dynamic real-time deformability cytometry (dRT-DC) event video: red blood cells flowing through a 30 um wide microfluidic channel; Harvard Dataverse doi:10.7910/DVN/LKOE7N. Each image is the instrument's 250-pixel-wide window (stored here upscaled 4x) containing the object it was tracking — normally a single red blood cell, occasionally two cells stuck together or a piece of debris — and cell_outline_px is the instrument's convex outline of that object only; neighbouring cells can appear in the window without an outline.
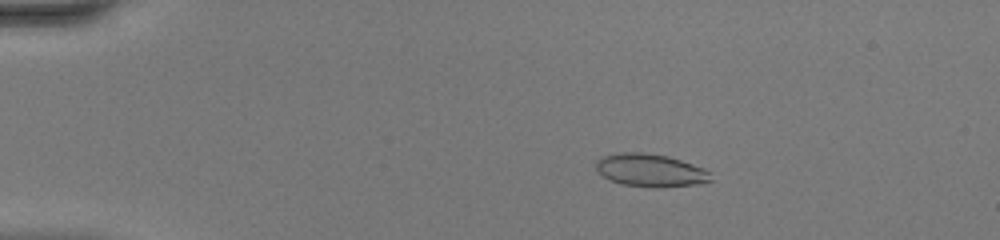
{"species": "common noctule bat (a hibernating species)", "species_latin": "Nyctalus noctula", "temperature_condition": "warm", "stored_images_in_passage": 48, "camera_frame_rate_fps": 3000, "um_per_image_px": 0.085, "animal": {"sex": "female", "body_mass_g": 20.0, "forearm_length_mm": 54.0}, "frame": {"image": 1, "passage_image": 10, "time_ms": 3.0, "image_size_px": [1000, 240], "cell_outline_px": [[712, 180], [696, 184], [656, 188], [652, 188], [620, 184], [604, 176], [596, 168], [596, 160], [604, 156], [620, 152], [644, 152], [668, 156], [704, 168], [712, 172]], "centroid_in_image_um": [55.31, 14.48], "position_along_channel_um": 29.7, "area_um2": 22.02}}
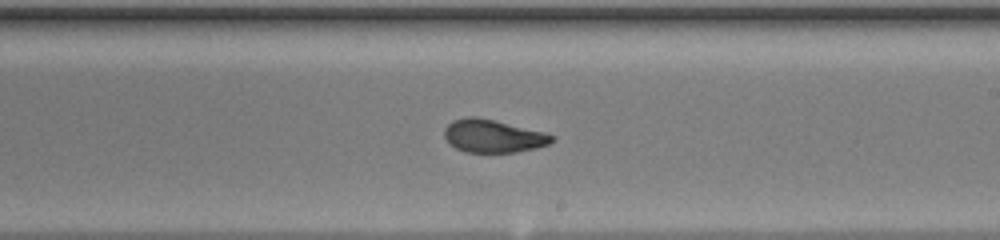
{"frame": {"image": 2, "passage_image": 30, "time_ms": 9.667, "image_size_px": [1000, 240], "cell_outline_px": [[556, 140], [548, 144], [536, 148], [516, 152], [464, 152], [448, 144], [444, 136], [444, 128], [452, 120], [468, 116], [476, 116], [544, 132], [556, 136]], "centroid_in_image_um": [41.89, 11.57], "position_along_channel_um": 247.1, "area_um2": 20.75}}
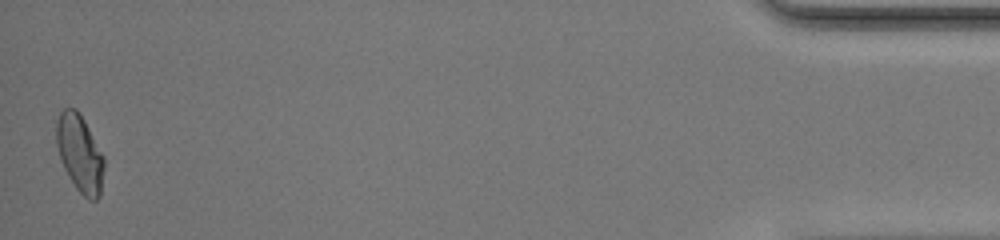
{"frame": {"image": 3, "passage_image": 48, "time_ms": 15.667, "image_size_px": [1000, 240], "cell_outline_px": [[104, 168], [100, 196], [96, 200], [88, 200], [76, 188], [68, 176], [60, 160], [56, 144], [56, 120], [60, 112], [64, 108], [76, 108], [80, 112], [104, 156]], "centroid_in_image_um": [6.78, 13.03], "position_along_channel_um": 428.4, "area_um2": 21.68}, "authors_computed_cell_mechanics": {"area_um2": 21.386, "velocity_mm_per_s": 4.4268, "shape_relaxation_time_tau1_ms": null, "shape_relaxation_time_tau2_ms": 0.8537, "deformation_change_tau1": null, "deformation_change_tau2": 0.0532}}